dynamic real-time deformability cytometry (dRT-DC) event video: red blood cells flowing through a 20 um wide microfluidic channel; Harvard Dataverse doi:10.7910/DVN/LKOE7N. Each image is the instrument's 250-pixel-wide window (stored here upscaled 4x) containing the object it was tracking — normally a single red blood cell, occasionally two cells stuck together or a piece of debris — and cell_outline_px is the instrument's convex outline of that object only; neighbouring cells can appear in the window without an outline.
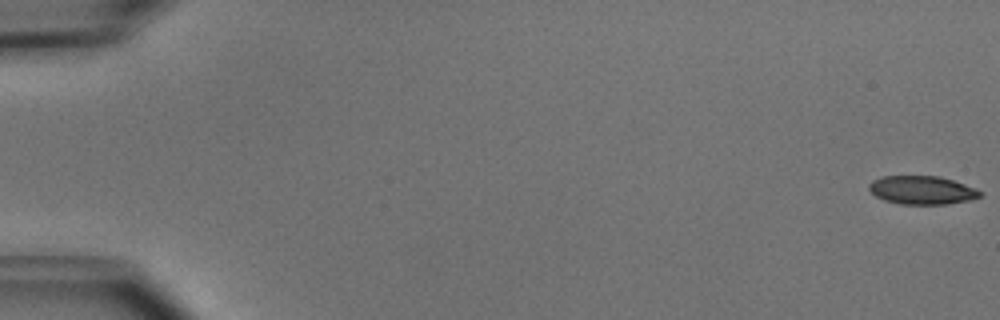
{"species": "common noctule bat (a hibernating species)", "species_latin": "Nyctalus noctula", "temperature_condition": "cold", "stored_images_in_passage": 51, "camera_frame_rate_fps": 3000, "um_per_image_px": 0.085, "animal": {"sex": "male", "body_mass_g": 15.6}, "frame": {"image": 1, "passage_image": 1, "time_ms": 0.0, "image_size_px": [1000, 320], "cell_outline_px": [[984, 192], [980, 196], [968, 200], [948, 204], [900, 204], [884, 200], [876, 196], [868, 188], [868, 184], [872, 180], [884, 176], [940, 176], [976, 188]], "centroid_in_image_um": [78.37, 16.16], "position_along_channel_um": 6.6, "area_um2": 18.38}}
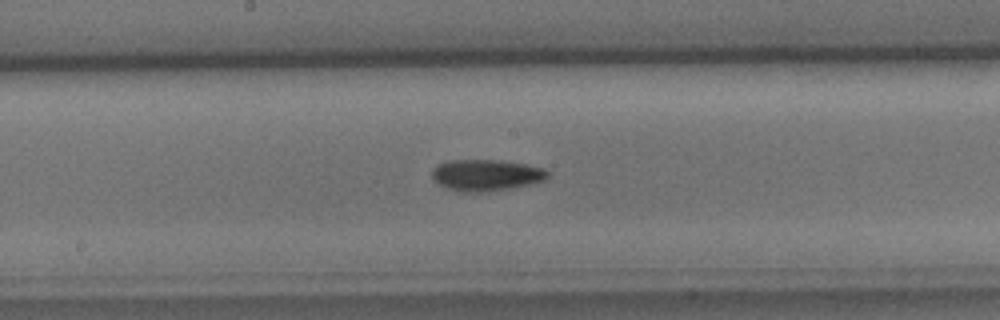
{"frame": {"image": 2, "passage_image": 28, "time_ms": 9.0, "image_size_px": [1000, 320], "cell_outline_px": [[548, 176], [544, 180], [532, 184], [508, 188], [480, 192], [460, 192], [448, 188], [432, 180], [432, 168], [436, 164], [448, 160], [500, 160], [524, 164], [544, 168], [548, 172]], "centroid_in_image_um": [41.28, 14.87], "position_along_channel_um": 206.9, "area_um2": 21.15}}
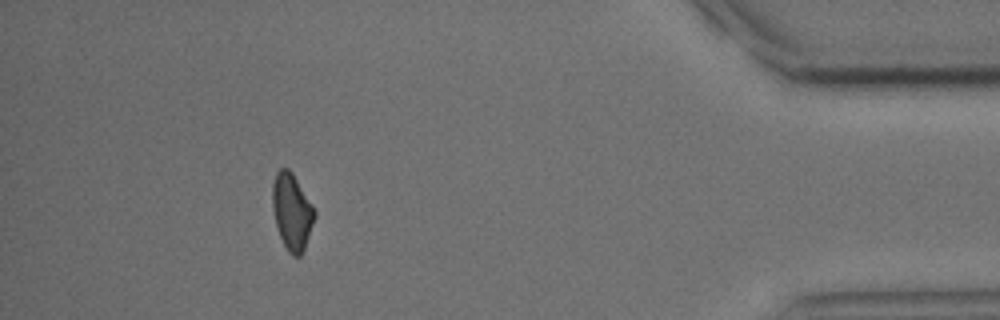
{"frame": {"image": 3, "passage_image": 47, "time_ms": 15.333, "image_size_px": [1000, 320], "cell_outline_px": [[316, 216], [304, 248], [300, 256], [292, 256], [288, 252], [280, 236], [276, 224], [272, 208], [272, 184], [276, 172], [280, 168], [288, 168], [292, 172], [312, 204], [316, 212]], "centroid_in_image_um": [24.8, 17.97], "position_along_channel_um": 410.4, "area_um2": 18.67}, "authors_computed_cell_mechanics": {"area_um2": 19.4786, "velocity_mm_per_s": 3.9948, "shape_relaxation_time_tau1_ms": 2.5278, "shape_relaxation_time_tau2_ms": null, "deformation_change_tau1": 0.1152, "deformation_change_tau2": null}}